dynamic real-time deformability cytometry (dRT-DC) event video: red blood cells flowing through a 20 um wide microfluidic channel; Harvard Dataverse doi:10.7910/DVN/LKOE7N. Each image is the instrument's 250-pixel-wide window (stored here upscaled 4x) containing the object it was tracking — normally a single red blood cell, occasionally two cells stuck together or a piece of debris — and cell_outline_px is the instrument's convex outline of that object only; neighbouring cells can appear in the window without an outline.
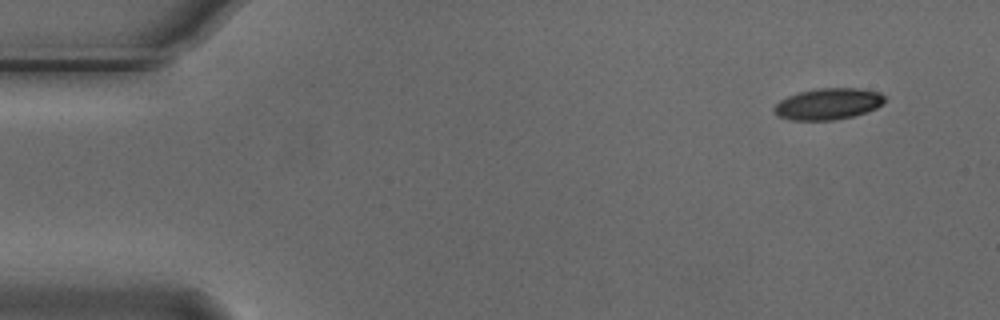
{"species": "Egyptian fruit bat (a non-hibernating species)", "species_latin": "Rousettus aegyptiacus", "temperature_condition": "cold", "stored_images_in_passage": 10, "camera_frame_rate_fps": 3000, "um_per_image_px": 0.085, "animal": {"sex": "male"}, "frame": {"image": 1, "passage_image": 1, "time_ms": 0.0, "image_size_px": [1000, 320], "cell_outline_px": [[884, 100], [876, 108], [852, 116], [832, 120], [792, 120], [780, 116], [772, 108], [780, 100], [788, 96], [800, 92], [816, 88], [860, 88], [880, 92], [884, 96]], "centroid_in_image_um": [70.38, 8.82], "position_along_channel_um": 14.6, "area_um2": 19.94}}
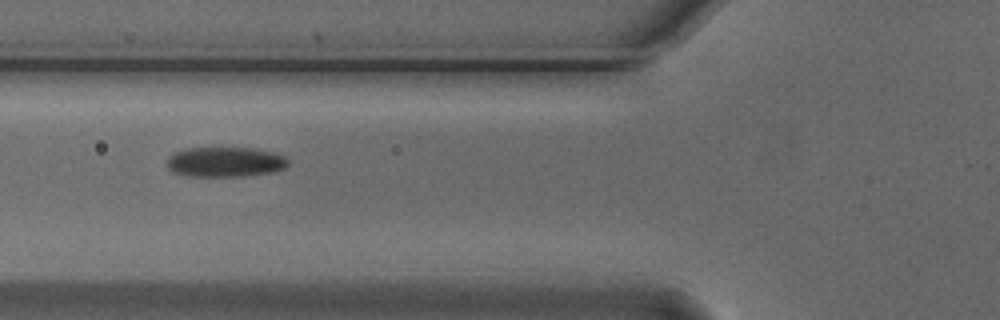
{"frame": {"image": 2, "passage_image": 5, "time_ms": 1.333, "image_size_px": [1000, 320], "cell_outline_px": [[288, 164], [284, 168], [272, 172], [244, 176], [184, 176], [172, 172], [168, 168], [168, 156], [176, 152], [188, 148], [256, 148], [272, 152], [284, 156], [288, 160]], "centroid_in_image_um": [19.13, 13.77], "position_along_channel_um": 106.7, "area_um2": 21.15}}
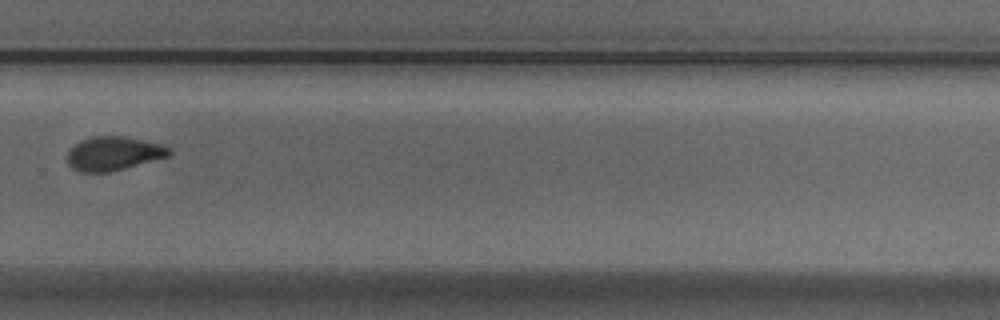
{"frame": {"image": 3, "passage_image": 10, "time_ms": 3.0, "image_size_px": [1000, 320], "cell_outline_px": [[172, 152], [168, 156], [124, 168], [108, 172], [80, 172], [72, 168], [68, 164], [68, 152], [80, 140], [96, 136], [124, 136], [144, 140], [160, 144], [172, 148]], "centroid_in_image_um": [9.65, 13.04], "position_along_channel_um": 320.1, "area_um2": 19.88}}